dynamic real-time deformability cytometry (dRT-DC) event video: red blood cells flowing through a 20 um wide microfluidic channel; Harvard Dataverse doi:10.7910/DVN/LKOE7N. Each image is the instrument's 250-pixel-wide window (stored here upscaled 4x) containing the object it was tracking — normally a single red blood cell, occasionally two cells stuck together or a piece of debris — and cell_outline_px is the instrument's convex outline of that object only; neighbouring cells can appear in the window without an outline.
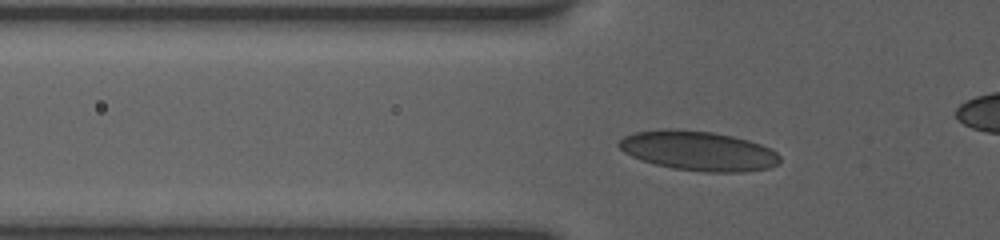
{"species": "human", "species_latin": "Homo sapiens", "temperature_condition": "room temperature", "stored_images_in_passage": 43, "camera_frame_rate_fps": 3000, "um_per_image_px": 0.085, "donor": {"sex": "female"}, "frame": {"image": 1, "passage_image": 14, "time_ms": 4.333, "image_size_px": [1000, 240], "cell_outline_px": [[780, 164], [768, 168], [744, 172], [704, 172], [672, 168], [656, 164], [632, 156], [624, 152], [616, 144], [624, 136], [636, 132], [660, 128], [676, 128], [712, 132], [732, 136], [748, 140], [760, 144], [776, 152], [780, 156]], "centroid_in_image_um": [59.36, 12.81], "position_along_channel_um": 66.4, "area_um2": 37.22}}
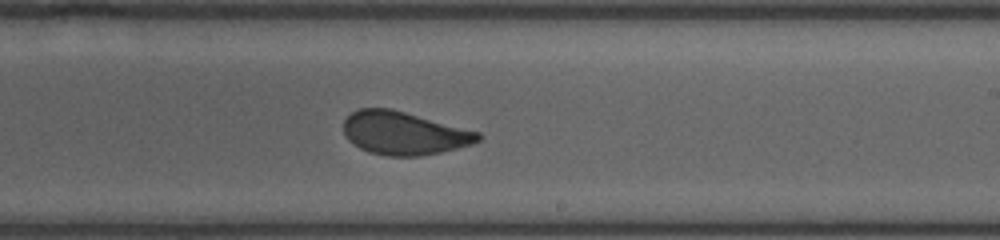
{"frame": {"image": 2, "passage_image": 29, "time_ms": 9.333, "image_size_px": [1000, 240], "cell_outline_px": [[484, 136], [480, 140], [472, 144], [440, 152], [420, 156], [388, 156], [368, 152], [352, 144], [344, 136], [344, 120], [352, 112], [360, 108], [392, 108], [480, 132]], "centroid_in_image_um": [34.33, 11.32], "position_along_channel_um": 254.7, "area_um2": 33.99}}
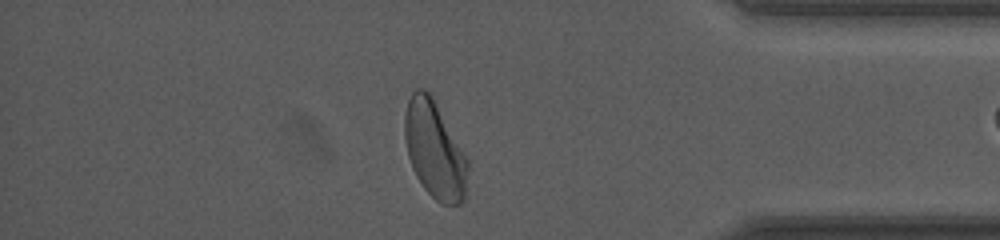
{"frame": {"image": 3, "passage_image": 42, "time_ms": 13.667, "image_size_px": [1000, 240], "cell_outline_px": [[468, 168], [464, 200], [460, 204], [440, 204], [424, 188], [416, 176], [412, 168], [408, 156], [404, 136], [404, 116], [408, 100], [412, 92], [416, 88], [424, 88], [432, 96], [468, 160]], "centroid_in_image_um": [36.92, 12.74], "position_along_channel_um": 398.3, "area_um2": 35.49}}